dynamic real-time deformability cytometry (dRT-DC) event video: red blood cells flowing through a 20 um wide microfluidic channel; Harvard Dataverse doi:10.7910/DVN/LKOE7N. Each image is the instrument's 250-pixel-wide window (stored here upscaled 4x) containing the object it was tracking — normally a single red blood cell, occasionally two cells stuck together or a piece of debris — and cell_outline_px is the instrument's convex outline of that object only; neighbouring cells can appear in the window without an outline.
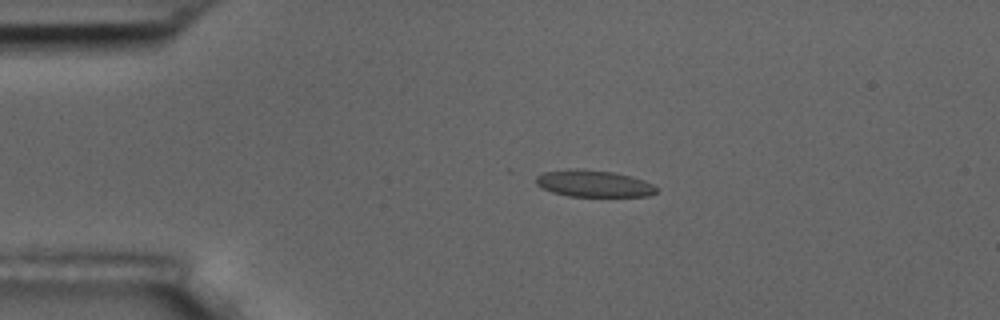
{"species": "common noctule bat (a hibernating species)", "species_latin": "Nyctalus noctula", "temperature_condition": "room temperature", "stored_images_in_passage": 4, "camera_frame_rate_fps": 3000, "um_per_image_px": 0.085, "animal": {"sex": "male", "body_mass_g": 17.5, "forearm_length_mm": 52.3}, "frame": {"image": 1, "passage_image": 3, "time_ms": 2.333, "image_size_px": [1000, 320], "cell_outline_px": [[660, 188], [656, 192], [648, 196], [568, 196], [552, 192], [536, 184], [536, 176], [544, 172], [568, 168], [580, 168], [612, 172], [632, 176], [644, 180]], "centroid_in_image_um": [50.47, 15.59], "position_along_channel_um": 34.5, "area_um2": 18.9}}